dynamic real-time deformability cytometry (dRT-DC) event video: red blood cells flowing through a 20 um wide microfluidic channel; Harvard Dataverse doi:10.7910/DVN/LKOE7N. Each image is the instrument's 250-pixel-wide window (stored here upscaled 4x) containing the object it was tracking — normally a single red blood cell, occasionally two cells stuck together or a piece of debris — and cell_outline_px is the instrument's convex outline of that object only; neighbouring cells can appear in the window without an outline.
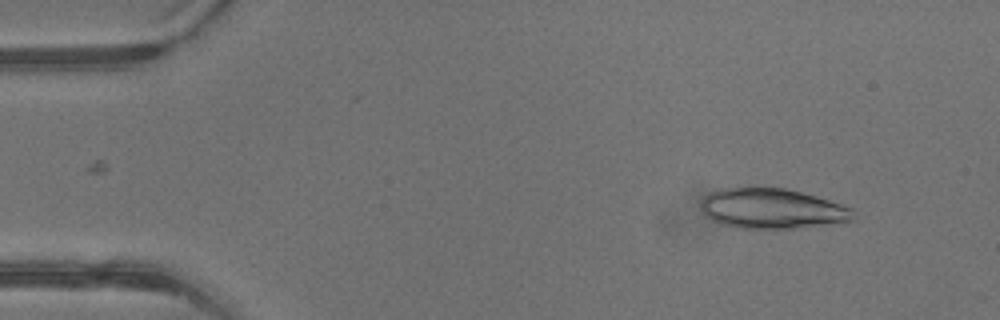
{"species": "common noctule bat (a hibernating species)", "species_latin": "Nyctalus noctula", "temperature_condition": "warm", "stored_images_in_passage": 35, "camera_frame_rate_fps": 3000, "um_per_image_px": 0.085, "animal": {"sex": "male", "body_mass_g": 13.3}, "frame": {"image": 1, "passage_image": 4, "time_ms": 1.0, "image_size_px": [1000, 320], "cell_outline_px": [[856, 220], [796, 228], [736, 228], [720, 224], [704, 216], [700, 208], [700, 204], [704, 196], [708, 192], [720, 188], [784, 188], [816, 196], [852, 208]], "centroid_in_image_um": [65.57, 17.74], "position_along_channel_um": 19.4, "area_um2": 35.72}}
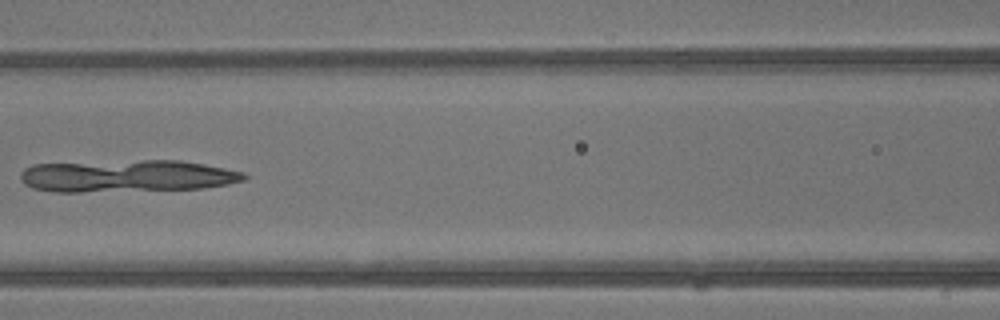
{"frame": {"image": 2, "passage_image": 18, "time_ms": 5.667, "image_size_px": [1000, 320], "cell_outline_px": [[248, 176], [244, 180], [228, 184], [204, 188], [80, 192], [56, 192], [32, 188], [24, 184], [20, 180], [20, 172], [24, 168], [32, 164], [144, 160], [180, 160], [224, 168], [244, 172]], "centroid_in_image_um": [10.76, 14.96], "position_along_channel_um": 155.8, "area_um2": 41.96}}
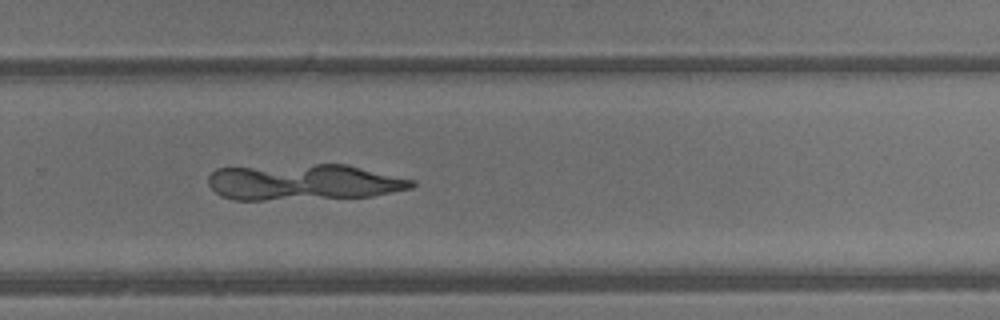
{"frame": {"image": 3, "passage_image": 27, "time_ms": 8.667, "image_size_px": [1000, 320], "cell_outline_px": [[416, 184], [412, 188], [372, 196], [264, 200], [232, 200], [220, 196], [208, 184], [208, 176], [216, 168], [316, 164], [348, 164], [416, 180]], "centroid_in_image_um": [25.82, 15.48], "position_along_channel_um": 304.0, "area_um2": 42.95}}